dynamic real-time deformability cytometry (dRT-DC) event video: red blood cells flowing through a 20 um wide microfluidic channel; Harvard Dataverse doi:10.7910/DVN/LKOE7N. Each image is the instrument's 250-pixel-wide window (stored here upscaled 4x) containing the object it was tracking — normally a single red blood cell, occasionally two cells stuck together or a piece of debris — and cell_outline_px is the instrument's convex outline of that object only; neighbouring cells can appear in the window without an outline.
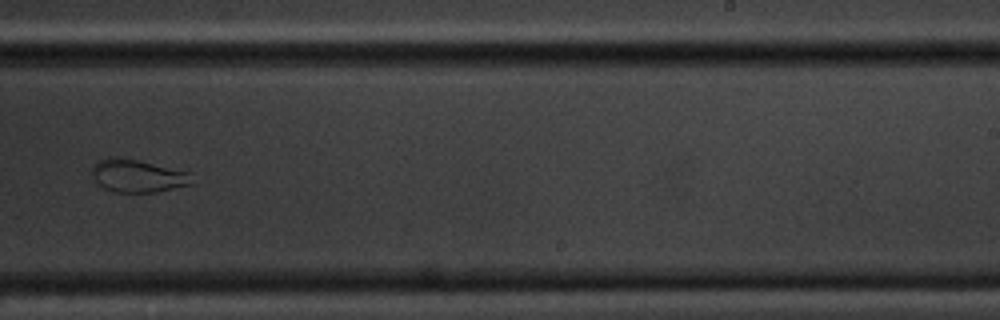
{"species": "common noctule bat (a hibernating species)", "species_latin": "Nyctalus noctula", "temperature_condition": "cold", "stored_images_in_passage": 12, "camera_frame_rate_fps": 3000, "um_per_image_px": 0.085, "animal": {"sex": "male", "body_mass_g": 20.1, "forearm_length_mm": 53.5}, "frame": {"image": 1, "passage_image": 9, "time_ms": 10.0, "image_size_px": [1000, 320], "cell_outline_px": [[192, 184], [156, 192], [112, 192], [104, 188], [92, 176], [92, 168], [100, 160], [108, 156], [116, 156], [136, 160], [192, 172]], "centroid_in_image_um": [11.72, 14.94], "position_along_channel_um": 277.3, "area_um2": 19.07}}
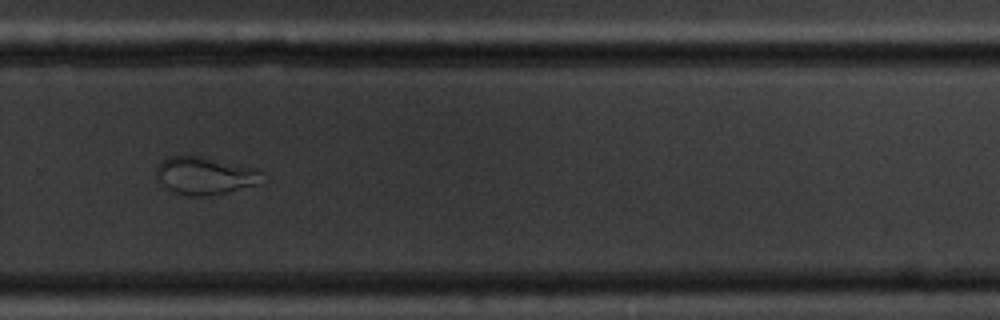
{"frame": {"image": 2, "passage_image": 10, "time_ms": 11.0, "image_size_px": [1000, 320], "cell_outline_px": [[264, 184], [208, 196], [188, 196], [176, 192], [168, 188], [156, 176], [156, 168], [168, 156], [200, 156], [252, 168], [260, 172]], "centroid_in_image_um": [17.45, 14.95], "position_along_channel_um": 312.4, "area_um2": 22.83}}
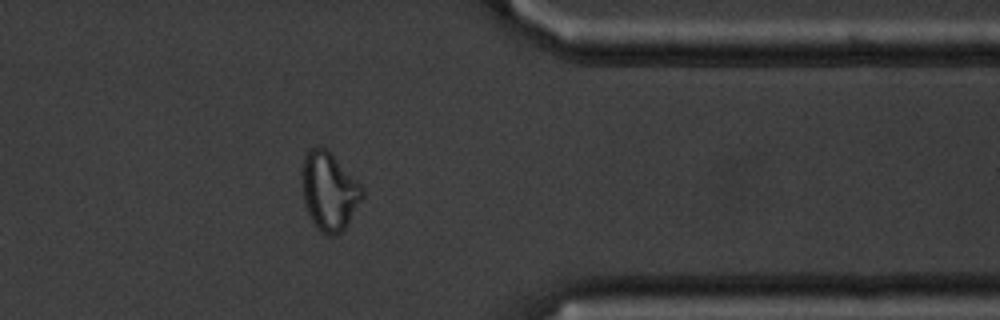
{"frame": {"image": 3, "passage_image": 12, "time_ms": 13.333, "image_size_px": [1000, 320], "cell_outline_px": [[364, 196], [348, 224], [336, 236], [332, 236], [320, 232], [316, 228], [308, 212], [304, 200], [300, 172], [304, 156], [312, 148], [320, 144], [328, 148], [332, 152], [364, 188]], "centroid_in_image_um": [27.98, 16.21], "position_along_channel_um": 383.4, "area_um2": 27.98}}